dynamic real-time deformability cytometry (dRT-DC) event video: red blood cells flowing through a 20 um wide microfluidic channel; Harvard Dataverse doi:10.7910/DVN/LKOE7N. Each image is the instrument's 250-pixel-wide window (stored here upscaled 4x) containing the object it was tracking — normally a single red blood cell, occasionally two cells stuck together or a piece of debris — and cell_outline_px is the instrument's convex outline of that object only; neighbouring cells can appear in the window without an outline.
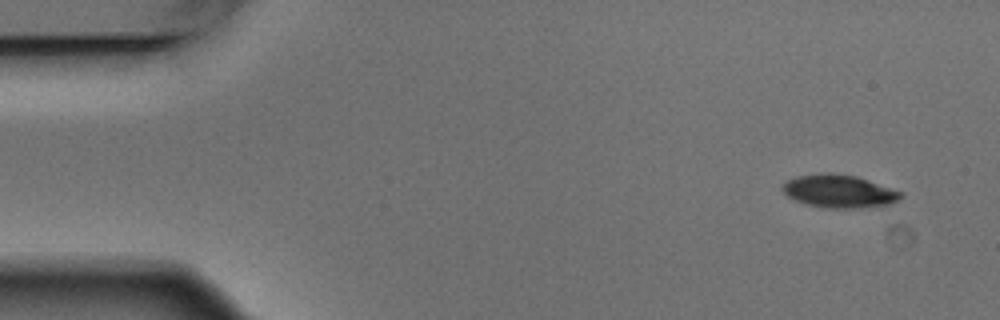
{"species": "Egyptian fruit bat (a non-hibernating species)", "species_latin": "Rousettus aegyptiacus", "temperature_condition": "warm", "stored_images_in_passage": 7, "camera_frame_rate_fps": 3000, "um_per_image_px": 0.085, "animal": {"sex": "male"}, "frame": {"image": 1, "passage_image": 1, "time_ms": 0.0, "image_size_px": [1000, 320], "cell_outline_px": [[904, 196], [888, 204], [860, 208], [828, 208], [804, 204], [788, 196], [780, 188], [780, 184], [796, 176], [828, 172], [856, 176], [900, 192]], "centroid_in_image_um": [71.24, 16.25], "position_along_channel_um": 13.8, "area_um2": 22.48}}
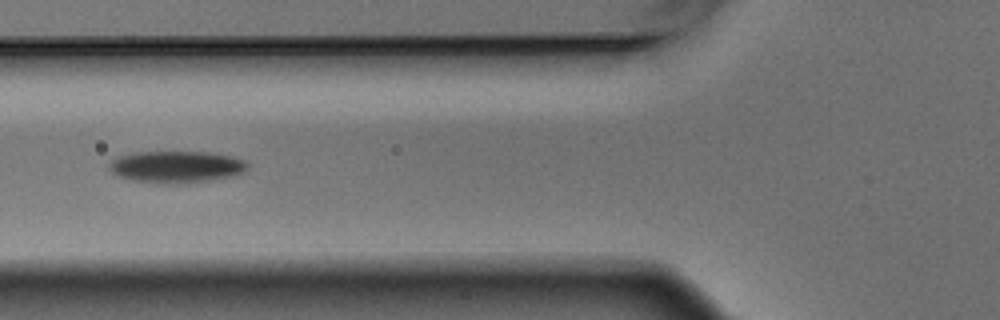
{"frame": {"image": 2, "passage_image": 5, "time_ms": 1.333, "image_size_px": [1000, 320], "cell_outline_px": [[248, 168], [244, 172], [232, 176], [188, 184], [164, 184], [132, 180], [120, 176], [112, 172], [108, 168], [108, 164], [112, 160], [120, 156], [136, 152], [208, 152], [232, 156], [244, 160], [248, 164]], "centroid_in_image_um": [15.01, 14.19], "position_along_channel_um": 110.8, "area_um2": 25.84}}
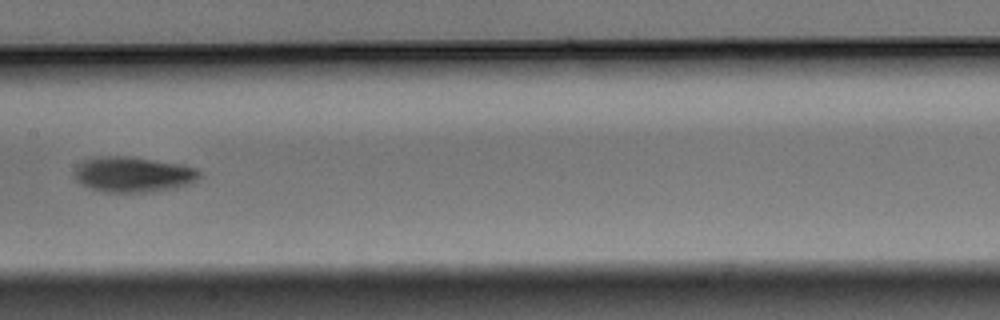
{"frame": {"image": 3, "passage_image": 7, "time_ms": 2.0, "image_size_px": [1000, 320], "cell_outline_px": [[200, 176], [196, 180], [188, 184], [176, 188], [144, 192], [104, 192], [80, 184], [76, 180], [76, 164], [84, 160], [100, 156], [128, 156], [176, 164], [196, 168], [200, 172]], "centroid_in_image_um": [11.29, 14.83], "position_along_channel_um": 196.1, "area_um2": 25.49}}